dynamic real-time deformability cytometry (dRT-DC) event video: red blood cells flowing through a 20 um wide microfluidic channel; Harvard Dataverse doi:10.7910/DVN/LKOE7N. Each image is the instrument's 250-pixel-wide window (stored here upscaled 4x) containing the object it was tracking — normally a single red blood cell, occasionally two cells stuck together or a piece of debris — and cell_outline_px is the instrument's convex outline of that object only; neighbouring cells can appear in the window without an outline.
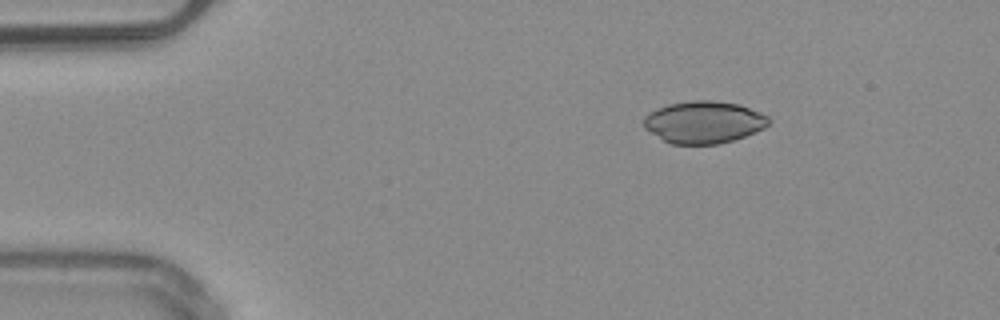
{"species": "common noctule bat (a hibernating species)", "species_latin": "Nyctalus noctula", "temperature_condition": "warm", "stored_images_in_passage": 43, "camera_frame_rate_fps": 3000, "um_per_image_px": 0.085, "animal": {"sex": "male", "body_mass_g": 20.4}, "frame": {"image": 1, "passage_image": 1, "time_ms": 0.0, "image_size_px": [1000, 320], "cell_outline_px": [[768, 124], [764, 128], [756, 132], [720, 144], [672, 144], [664, 140], [644, 128], [644, 116], [648, 112], [656, 108], [668, 104], [692, 100], [712, 100], [740, 104], [760, 112], [768, 116]], "centroid_in_image_um": [59.81, 10.37], "position_along_channel_um": 25.2, "area_um2": 30.75}}